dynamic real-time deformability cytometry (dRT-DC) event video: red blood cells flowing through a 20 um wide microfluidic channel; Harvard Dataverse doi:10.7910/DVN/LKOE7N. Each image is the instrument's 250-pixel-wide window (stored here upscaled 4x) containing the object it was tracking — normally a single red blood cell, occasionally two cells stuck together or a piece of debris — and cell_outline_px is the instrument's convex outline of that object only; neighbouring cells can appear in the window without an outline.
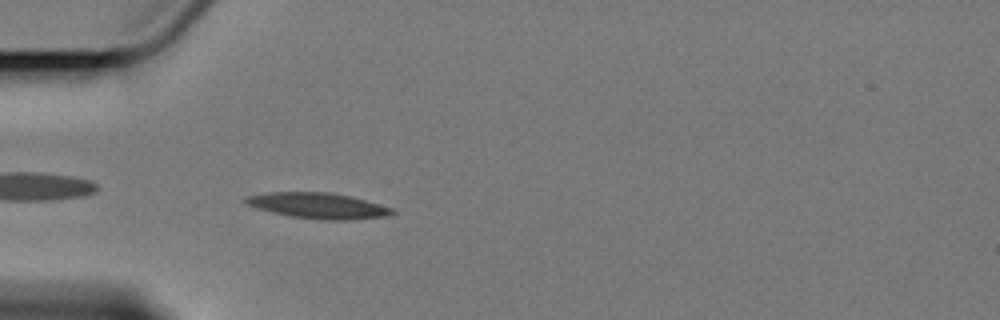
{"species": "Egyptian fruit bat (a non-hibernating species)", "species_latin": "Rousettus aegyptiacus", "temperature_condition": "cold", "stored_images_in_passage": 3, "camera_frame_rate_fps": 3000, "um_per_image_px": 0.085, "animal": {"sex": "female"}, "frame": {"image": 1, "passage_image": 3, "time_ms": 3.333, "image_size_px": [1000, 320], "cell_outline_px": [[396, 212], [384, 216], [344, 220], [320, 220], [292, 216], [272, 212], [256, 208], [248, 204], [244, 200], [244, 196], [268, 192], [332, 192], [352, 196], [392, 208]], "centroid_in_image_um": [27.01, 17.47], "position_along_channel_um": 58.0, "area_um2": 21.85}}